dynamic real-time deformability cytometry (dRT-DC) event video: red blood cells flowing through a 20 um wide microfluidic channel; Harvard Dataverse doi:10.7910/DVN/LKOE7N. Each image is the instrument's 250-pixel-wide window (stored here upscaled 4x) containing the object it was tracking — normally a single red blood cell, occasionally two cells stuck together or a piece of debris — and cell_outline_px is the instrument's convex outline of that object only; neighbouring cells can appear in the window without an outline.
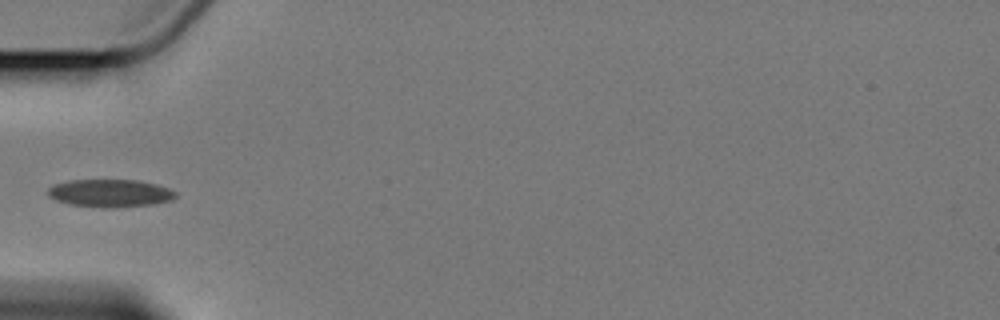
{"species": "Egyptian fruit bat (a non-hibernating species)", "species_latin": "Rousettus aegyptiacus", "temperature_condition": "cold", "stored_images_in_passage": 6, "camera_frame_rate_fps": 3000, "um_per_image_px": 0.085, "animal": {"sex": "female"}, "frame": {"image": 1, "passage_image": 6, "time_ms": 6.0, "image_size_px": [1000, 320], "cell_outline_px": [[176, 196], [172, 200], [152, 204], [116, 208], [104, 208], [68, 204], [56, 200], [48, 196], [48, 188], [56, 184], [72, 180], [140, 180], [156, 184], [168, 188], [176, 192]], "centroid_in_image_um": [9.37, 16.43], "position_along_channel_um": 75.6, "area_um2": 20.69}}